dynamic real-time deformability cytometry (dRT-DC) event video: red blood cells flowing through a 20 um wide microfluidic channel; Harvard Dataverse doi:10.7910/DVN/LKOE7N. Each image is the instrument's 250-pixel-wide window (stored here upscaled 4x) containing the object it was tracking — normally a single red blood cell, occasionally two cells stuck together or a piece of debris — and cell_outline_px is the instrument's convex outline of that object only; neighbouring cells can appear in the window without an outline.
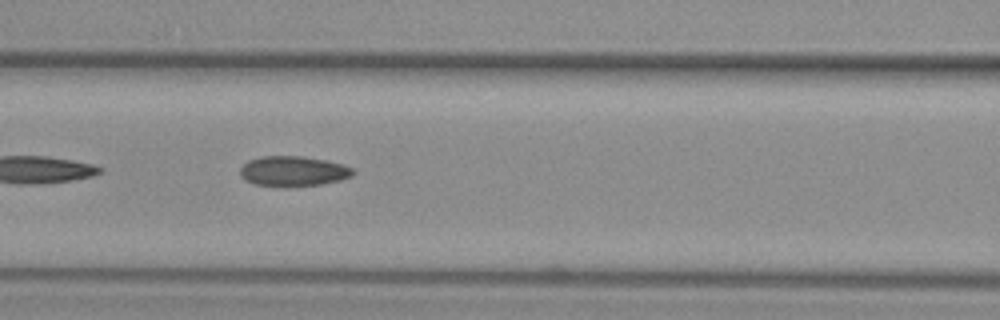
{"species": "common noctule bat (a hibernating species)", "species_latin": "Nyctalus noctula", "temperature_condition": "warm", "stored_images_in_passage": 47, "camera_frame_rate_fps": 3000, "um_per_image_px": 0.085, "animal": {"sex": "female", "body_mass_g": 29.2, "forearm_length_mm": 56.3}, "frame": {"image": 1, "passage_image": 17, "time_ms": 5.333, "image_size_px": [1000, 320], "cell_outline_px": [[356, 172], [352, 176], [340, 180], [320, 184], [288, 188], [284, 188], [256, 184], [244, 180], [240, 176], [240, 168], [248, 160], [260, 156], [300, 156], [324, 160], [344, 164], [352, 168]], "centroid_in_image_um": [24.91, 14.57], "position_along_channel_um": 141.7, "area_um2": 20.17}}
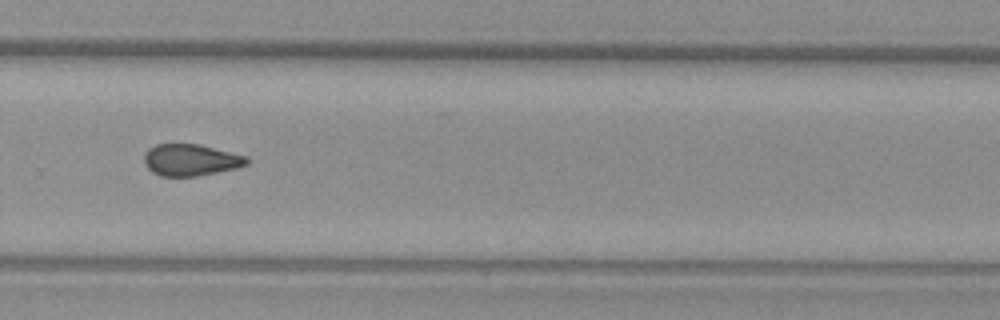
{"frame": {"image": 2, "passage_image": 30, "time_ms": 9.667, "image_size_px": [1000, 320], "cell_outline_px": [[248, 164], [236, 168], [196, 176], [160, 176], [152, 172], [144, 164], [144, 152], [148, 148], [156, 144], [196, 144], [248, 156]], "centroid_in_image_um": [16.17, 13.6], "position_along_channel_um": 313.6, "area_um2": 18.9}}
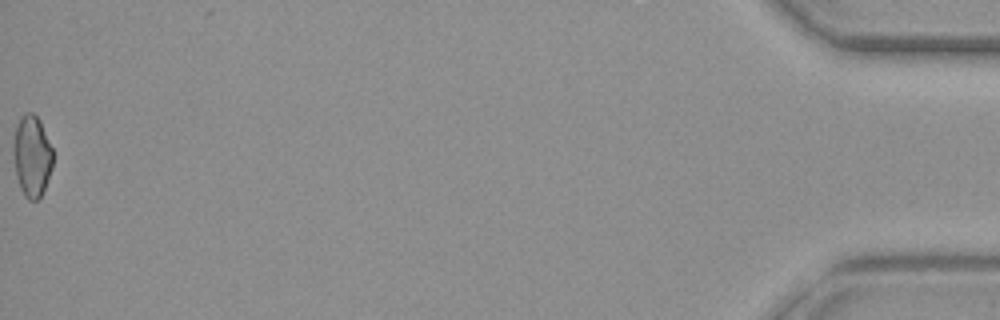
{"frame": {"image": 3, "passage_image": 47, "time_ms": 15.333, "image_size_px": [1000, 320], "cell_outline_px": [[52, 168], [40, 200], [28, 200], [24, 196], [20, 188], [16, 176], [12, 152], [12, 148], [16, 124], [20, 116], [24, 112], [32, 112], [40, 120], [52, 148]], "centroid_in_image_um": [2.69, 13.26], "position_along_channel_um": 432.5, "area_um2": 19.07}, "authors_computed_cell_mechanics": {"area_um2": 19.5942, "velocity_mm_per_s": 3.9789, "shape_relaxation_time_tau1_ms": null, "shape_relaxation_time_tau2_ms": 3.7731, "deformation_change_tau1": null, "deformation_change_tau2": 0.1106}}